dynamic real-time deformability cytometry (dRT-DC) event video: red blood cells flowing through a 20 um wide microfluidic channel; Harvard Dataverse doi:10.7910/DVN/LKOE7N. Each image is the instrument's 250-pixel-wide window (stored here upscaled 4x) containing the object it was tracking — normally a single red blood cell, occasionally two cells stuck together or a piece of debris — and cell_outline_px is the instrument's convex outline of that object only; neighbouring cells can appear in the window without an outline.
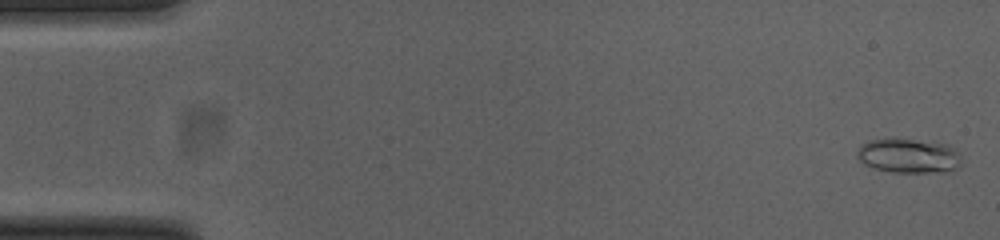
{"species": "common noctule bat (a hibernating species)", "species_latin": "Nyctalus noctula", "temperature_condition": "cold", "stored_images_in_passage": 51, "camera_frame_rate_fps": 3000, "um_per_image_px": 0.085, "animal": {"sex": "female", "body_mass_g": 23.0, "forearm_length_mm": 53.4}, "frame": {"image": 1, "passage_image": 1, "time_ms": 0.0, "image_size_px": [1000, 240], "cell_outline_px": [[960, 164], [956, 168], [944, 172], [892, 172], [876, 168], [864, 164], [860, 160], [856, 152], [860, 144], [868, 140], [888, 136], [892, 136], [948, 144], [956, 148], [960, 152]], "centroid_in_image_um": [77.21, 13.19], "position_along_channel_um": 7.8, "area_um2": 21.62}}
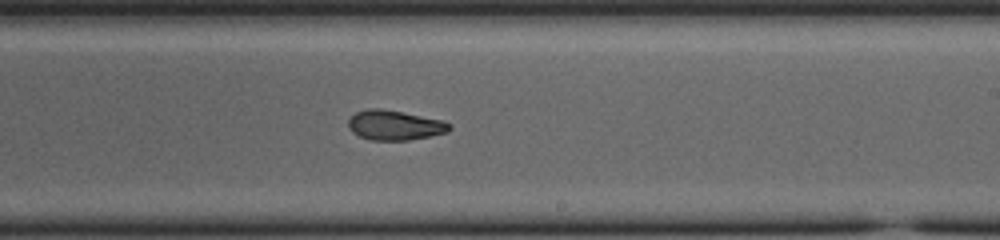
{"frame": {"image": 2, "passage_image": 31, "time_ms": 10.0, "image_size_px": [1000, 240], "cell_outline_px": [[452, 128], [448, 132], [408, 140], [368, 140], [352, 132], [348, 128], [348, 120], [356, 112], [368, 108], [380, 108], [444, 120], [452, 124]], "centroid_in_image_um": [33.55, 10.64], "position_along_channel_um": 255.4, "area_um2": 17.63}}
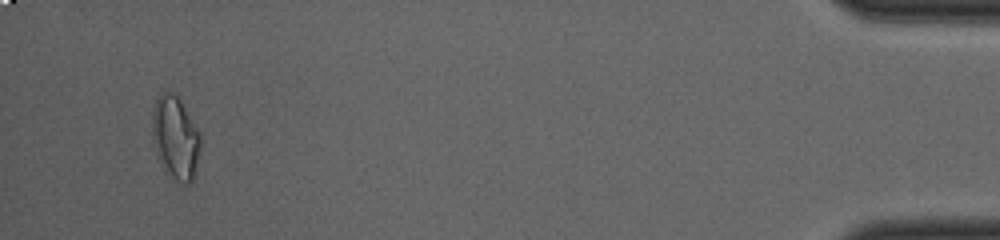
{"frame": {"image": 3, "passage_image": 50, "time_ms": 16.333, "image_size_px": [1000, 240], "cell_outline_px": [[200, 148], [192, 180], [188, 184], [184, 184], [176, 180], [172, 176], [160, 160], [152, 140], [152, 116], [156, 100], [160, 92], [172, 92], [180, 100], [200, 132]], "centroid_in_image_um": [14.91, 11.66], "position_along_channel_um": 420.3, "area_um2": 22.77}}